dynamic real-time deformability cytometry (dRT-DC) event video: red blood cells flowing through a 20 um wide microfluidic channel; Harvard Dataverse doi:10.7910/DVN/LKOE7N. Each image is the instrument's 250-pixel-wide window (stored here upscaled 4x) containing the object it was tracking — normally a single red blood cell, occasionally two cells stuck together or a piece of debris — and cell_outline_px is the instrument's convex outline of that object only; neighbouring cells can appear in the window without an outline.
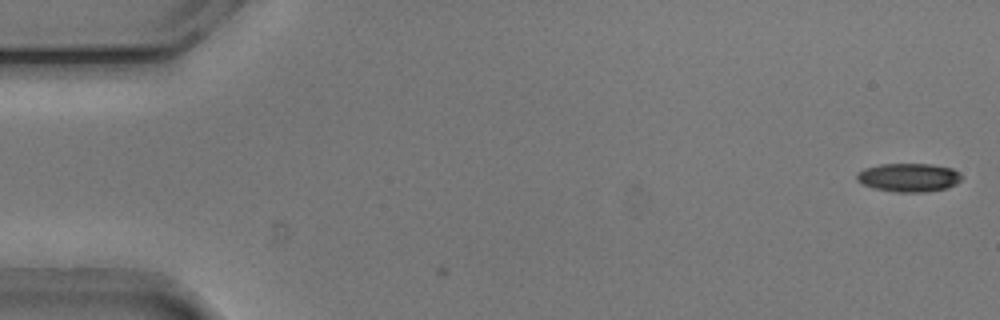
{"species": "common noctule bat (a hibernating species)", "species_latin": "Nyctalus noctula", "temperature_condition": "cold", "stored_images_in_passage": 2, "camera_frame_rate_fps": 3000, "um_per_image_px": 0.085, "animal": {"sex": "male", "body_mass_g": 20.5, "forearm_length_mm": 52.5}, "frame": {"image": 1, "passage_image": 2, "time_ms": 0.333, "image_size_px": [1000, 320], "cell_outline_px": [[964, 176], [956, 184], [948, 188], [924, 192], [896, 192], [872, 188], [860, 184], [856, 180], [856, 172], [864, 168], [880, 164], [932, 164], [952, 168], [960, 172]], "centroid_in_image_um": [77.23, 15.08], "position_along_channel_um": 7.8, "area_um2": 17.8}}